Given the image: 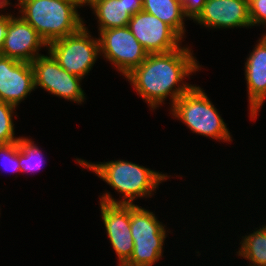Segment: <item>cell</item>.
Returning a JSON list of instances; mask_svg holds the SVG:
<instances>
[{
	"label": "cell",
	"instance_id": "1",
	"mask_svg": "<svg viewBox=\"0 0 266 266\" xmlns=\"http://www.w3.org/2000/svg\"><path fill=\"white\" fill-rule=\"evenodd\" d=\"M189 47L166 53L148 54L128 75L127 80L150 108L156 109L170 96L174 102L194 85L182 82L201 68ZM181 83V84H180Z\"/></svg>",
	"mask_w": 266,
	"mask_h": 266
},
{
	"label": "cell",
	"instance_id": "2",
	"mask_svg": "<svg viewBox=\"0 0 266 266\" xmlns=\"http://www.w3.org/2000/svg\"><path fill=\"white\" fill-rule=\"evenodd\" d=\"M80 166L93 171L98 177L122 194L115 200L110 192H105L100 201L108 204H134L138 197H150L162 181L170 176L125 160L98 162L96 164L76 159Z\"/></svg>",
	"mask_w": 266,
	"mask_h": 266
},
{
	"label": "cell",
	"instance_id": "3",
	"mask_svg": "<svg viewBox=\"0 0 266 266\" xmlns=\"http://www.w3.org/2000/svg\"><path fill=\"white\" fill-rule=\"evenodd\" d=\"M20 16L47 44L78 32L85 24L78 6L67 0H18Z\"/></svg>",
	"mask_w": 266,
	"mask_h": 266
},
{
	"label": "cell",
	"instance_id": "4",
	"mask_svg": "<svg viewBox=\"0 0 266 266\" xmlns=\"http://www.w3.org/2000/svg\"><path fill=\"white\" fill-rule=\"evenodd\" d=\"M174 118L202 136L223 142L232 141L230 131L218 110L200 86H193L180 96L171 107Z\"/></svg>",
	"mask_w": 266,
	"mask_h": 266
},
{
	"label": "cell",
	"instance_id": "5",
	"mask_svg": "<svg viewBox=\"0 0 266 266\" xmlns=\"http://www.w3.org/2000/svg\"><path fill=\"white\" fill-rule=\"evenodd\" d=\"M130 232L134 249L126 265L152 266L162 258L166 228L153 212L130 204Z\"/></svg>",
	"mask_w": 266,
	"mask_h": 266
},
{
	"label": "cell",
	"instance_id": "6",
	"mask_svg": "<svg viewBox=\"0 0 266 266\" xmlns=\"http://www.w3.org/2000/svg\"><path fill=\"white\" fill-rule=\"evenodd\" d=\"M89 32L84 25L75 34L50 42L47 48L64 70L83 79L100 54L99 40Z\"/></svg>",
	"mask_w": 266,
	"mask_h": 266
},
{
	"label": "cell",
	"instance_id": "7",
	"mask_svg": "<svg viewBox=\"0 0 266 266\" xmlns=\"http://www.w3.org/2000/svg\"><path fill=\"white\" fill-rule=\"evenodd\" d=\"M98 40L100 54L124 76L138 67L148 55L128 26L99 31Z\"/></svg>",
	"mask_w": 266,
	"mask_h": 266
},
{
	"label": "cell",
	"instance_id": "8",
	"mask_svg": "<svg viewBox=\"0 0 266 266\" xmlns=\"http://www.w3.org/2000/svg\"><path fill=\"white\" fill-rule=\"evenodd\" d=\"M48 55L42 54L31 63L35 89L40 86L52 95L82 104L85 99L80 85L82 78L68 73L50 52Z\"/></svg>",
	"mask_w": 266,
	"mask_h": 266
},
{
	"label": "cell",
	"instance_id": "9",
	"mask_svg": "<svg viewBox=\"0 0 266 266\" xmlns=\"http://www.w3.org/2000/svg\"><path fill=\"white\" fill-rule=\"evenodd\" d=\"M128 27L148 54L173 51L182 42V38L168 24L144 11L133 15Z\"/></svg>",
	"mask_w": 266,
	"mask_h": 266
},
{
	"label": "cell",
	"instance_id": "10",
	"mask_svg": "<svg viewBox=\"0 0 266 266\" xmlns=\"http://www.w3.org/2000/svg\"><path fill=\"white\" fill-rule=\"evenodd\" d=\"M48 44L21 16L10 18L7 34L0 55L18 61L32 63L42 47Z\"/></svg>",
	"mask_w": 266,
	"mask_h": 266
},
{
	"label": "cell",
	"instance_id": "11",
	"mask_svg": "<svg viewBox=\"0 0 266 266\" xmlns=\"http://www.w3.org/2000/svg\"><path fill=\"white\" fill-rule=\"evenodd\" d=\"M33 90L31 63L0 55V100L17 107Z\"/></svg>",
	"mask_w": 266,
	"mask_h": 266
},
{
	"label": "cell",
	"instance_id": "12",
	"mask_svg": "<svg viewBox=\"0 0 266 266\" xmlns=\"http://www.w3.org/2000/svg\"><path fill=\"white\" fill-rule=\"evenodd\" d=\"M100 209L107 236L118 256V263L125 264L134 249L130 232V204H108L100 201Z\"/></svg>",
	"mask_w": 266,
	"mask_h": 266
},
{
	"label": "cell",
	"instance_id": "13",
	"mask_svg": "<svg viewBox=\"0 0 266 266\" xmlns=\"http://www.w3.org/2000/svg\"><path fill=\"white\" fill-rule=\"evenodd\" d=\"M194 21L215 29L252 27L248 0H206L202 12Z\"/></svg>",
	"mask_w": 266,
	"mask_h": 266
},
{
	"label": "cell",
	"instance_id": "14",
	"mask_svg": "<svg viewBox=\"0 0 266 266\" xmlns=\"http://www.w3.org/2000/svg\"><path fill=\"white\" fill-rule=\"evenodd\" d=\"M245 62V79L250 118L257 114L266 99V37L262 35Z\"/></svg>",
	"mask_w": 266,
	"mask_h": 266
},
{
	"label": "cell",
	"instance_id": "15",
	"mask_svg": "<svg viewBox=\"0 0 266 266\" xmlns=\"http://www.w3.org/2000/svg\"><path fill=\"white\" fill-rule=\"evenodd\" d=\"M90 8L98 19V31L128 26L132 17L125 0H96Z\"/></svg>",
	"mask_w": 266,
	"mask_h": 266
},
{
	"label": "cell",
	"instance_id": "16",
	"mask_svg": "<svg viewBox=\"0 0 266 266\" xmlns=\"http://www.w3.org/2000/svg\"><path fill=\"white\" fill-rule=\"evenodd\" d=\"M143 11L168 24L183 39L186 19L179 0H143Z\"/></svg>",
	"mask_w": 266,
	"mask_h": 266
},
{
	"label": "cell",
	"instance_id": "17",
	"mask_svg": "<svg viewBox=\"0 0 266 266\" xmlns=\"http://www.w3.org/2000/svg\"><path fill=\"white\" fill-rule=\"evenodd\" d=\"M242 238L237 254L246 258L250 266H266V225Z\"/></svg>",
	"mask_w": 266,
	"mask_h": 266
},
{
	"label": "cell",
	"instance_id": "18",
	"mask_svg": "<svg viewBox=\"0 0 266 266\" xmlns=\"http://www.w3.org/2000/svg\"><path fill=\"white\" fill-rule=\"evenodd\" d=\"M19 144V164L21 172H36L43 165V154L40 148L29 138L21 137Z\"/></svg>",
	"mask_w": 266,
	"mask_h": 266
},
{
	"label": "cell",
	"instance_id": "19",
	"mask_svg": "<svg viewBox=\"0 0 266 266\" xmlns=\"http://www.w3.org/2000/svg\"><path fill=\"white\" fill-rule=\"evenodd\" d=\"M15 106L0 100V144L18 142L21 138L15 137L13 114Z\"/></svg>",
	"mask_w": 266,
	"mask_h": 266
},
{
	"label": "cell",
	"instance_id": "20",
	"mask_svg": "<svg viewBox=\"0 0 266 266\" xmlns=\"http://www.w3.org/2000/svg\"><path fill=\"white\" fill-rule=\"evenodd\" d=\"M0 156L2 163V168L9 171H19L21 172V166L19 164V144L18 142H13L10 144H0Z\"/></svg>",
	"mask_w": 266,
	"mask_h": 266
},
{
	"label": "cell",
	"instance_id": "21",
	"mask_svg": "<svg viewBox=\"0 0 266 266\" xmlns=\"http://www.w3.org/2000/svg\"><path fill=\"white\" fill-rule=\"evenodd\" d=\"M248 6L251 25H266V0H248Z\"/></svg>",
	"mask_w": 266,
	"mask_h": 266
},
{
	"label": "cell",
	"instance_id": "22",
	"mask_svg": "<svg viewBox=\"0 0 266 266\" xmlns=\"http://www.w3.org/2000/svg\"><path fill=\"white\" fill-rule=\"evenodd\" d=\"M185 18L187 17L189 20H195L199 14L202 12V9L205 5L206 0H179Z\"/></svg>",
	"mask_w": 266,
	"mask_h": 266
},
{
	"label": "cell",
	"instance_id": "23",
	"mask_svg": "<svg viewBox=\"0 0 266 266\" xmlns=\"http://www.w3.org/2000/svg\"><path fill=\"white\" fill-rule=\"evenodd\" d=\"M12 16L13 15L10 13L9 14L7 13L6 15L0 14V53L7 34L8 24Z\"/></svg>",
	"mask_w": 266,
	"mask_h": 266
},
{
	"label": "cell",
	"instance_id": "24",
	"mask_svg": "<svg viewBox=\"0 0 266 266\" xmlns=\"http://www.w3.org/2000/svg\"><path fill=\"white\" fill-rule=\"evenodd\" d=\"M125 4L131 16L143 11V0H125Z\"/></svg>",
	"mask_w": 266,
	"mask_h": 266
},
{
	"label": "cell",
	"instance_id": "25",
	"mask_svg": "<svg viewBox=\"0 0 266 266\" xmlns=\"http://www.w3.org/2000/svg\"><path fill=\"white\" fill-rule=\"evenodd\" d=\"M96 0H80V7L82 6H84V5H88V6H90L93 2H95Z\"/></svg>",
	"mask_w": 266,
	"mask_h": 266
},
{
	"label": "cell",
	"instance_id": "26",
	"mask_svg": "<svg viewBox=\"0 0 266 266\" xmlns=\"http://www.w3.org/2000/svg\"><path fill=\"white\" fill-rule=\"evenodd\" d=\"M10 0H0V9H4V7H7V5H10Z\"/></svg>",
	"mask_w": 266,
	"mask_h": 266
},
{
	"label": "cell",
	"instance_id": "27",
	"mask_svg": "<svg viewBox=\"0 0 266 266\" xmlns=\"http://www.w3.org/2000/svg\"><path fill=\"white\" fill-rule=\"evenodd\" d=\"M67 1H70L74 4H76L80 8V0H67Z\"/></svg>",
	"mask_w": 266,
	"mask_h": 266
},
{
	"label": "cell",
	"instance_id": "28",
	"mask_svg": "<svg viewBox=\"0 0 266 266\" xmlns=\"http://www.w3.org/2000/svg\"><path fill=\"white\" fill-rule=\"evenodd\" d=\"M118 266H129V265H126V264H118Z\"/></svg>",
	"mask_w": 266,
	"mask_h": 266
}]
</instances>
